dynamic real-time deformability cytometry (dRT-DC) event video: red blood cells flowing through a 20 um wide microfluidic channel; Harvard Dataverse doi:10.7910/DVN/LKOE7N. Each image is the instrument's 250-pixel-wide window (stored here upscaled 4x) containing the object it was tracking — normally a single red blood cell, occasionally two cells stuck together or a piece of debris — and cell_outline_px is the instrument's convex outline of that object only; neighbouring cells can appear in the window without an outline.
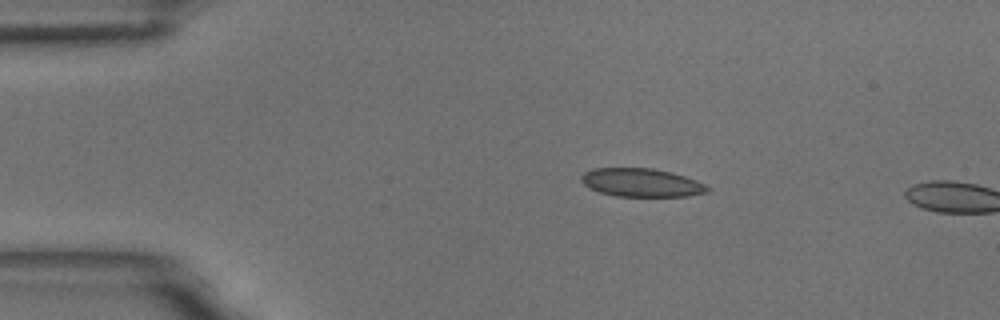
{"species": "common noctule bat (a hibernating species)", "species_latin": "Nyctalus noctula", "temperature_condition": "room temperature", "stored_images_in_passage": 3, "camera_frame_rate_fps": 3000, "um_per_image_px": 0.085, "animal": {"sex": "male", "body_mass_g": 18.8}, "frame": {"image": 1, "passage_image": 1, "time_ms": 0.0, "image_size_px": [1000, 320], "cell_outline_px": [[712, 188], [708, 192], [688, 196], [616, 196], [600, 192], [584, 184], [580, 180], [580, 176], [584, 172], [592, 168], [652, 168], [672, 172], [696, 180]], "centroid_in_image_um": [54.53, 15.51], "position_along_channel_um": 30.5, "area_um2": 20.87}}